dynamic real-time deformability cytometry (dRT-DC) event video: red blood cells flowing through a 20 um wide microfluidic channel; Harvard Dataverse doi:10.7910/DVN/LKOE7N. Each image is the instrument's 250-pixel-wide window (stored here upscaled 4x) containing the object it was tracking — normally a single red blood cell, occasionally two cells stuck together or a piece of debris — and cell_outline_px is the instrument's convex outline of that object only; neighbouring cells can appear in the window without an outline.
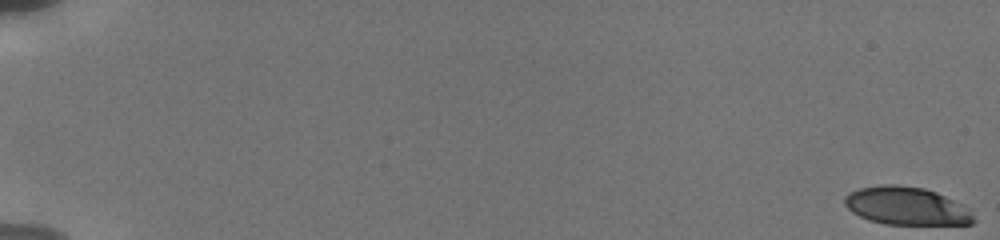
{"species": "human", "species_latin": "Homo sapiens", "temperature_condition": "cold", "stored_images_in_passage": 9, "camera_frame_rate_fps": 3000, "um_per_image_px": 0.085, "donor": {"sex": "male"}, "frame": {"image": 1, "passage_image": 1, "time_ms": 0.0, "image_size_px": [1000, 240], "cell_outline_px": [[976, 220], [972, 224], [884, 224], [868, 220], [852, 212], [844, 204], [844, 196], [848, 192], [860, 188], [880, 184], [896, 184], [924, 188], [936, 192], [952, 200], [972, 212]], "centroid_in_image_um": [77.0, 17.5], "position_along_channel_um": 8.0, "area_um2": 28.5}}
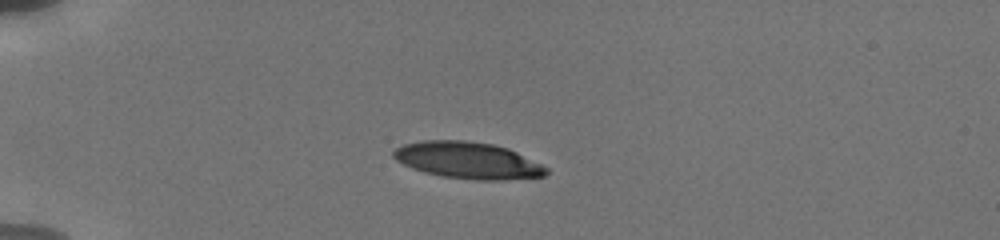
{"frame": {"image": 2, "passage_image": 7, "time_ms": 5.333, "image_size_px": [1000, 240], "cell_outline_px": [[548, 172], [544, 176], [500, 180], [476, 180], [444, 176], [424, 172], [412, 168], [396, 160], [392, 156], [392, 152], [396, 148], [404, 144], [420, 140], [464, 140], [492, 144], [508, 148], [548, 168]], "centroid_in_image_um": [39.74, 13.62], "position_along_channel_um": 45.3, "area_um2": 32.43}}
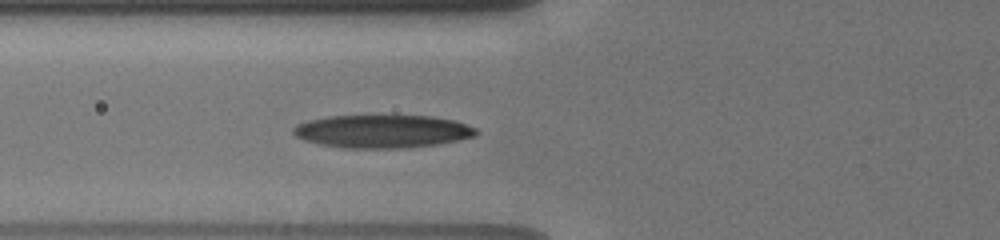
{"frame": {"image": 3, "passage_image": 9, "time_ms": 7.667, "image_size_px": [1000, 240], "cell_outline_px": [[480, 132], [476, 136], [436, 144], [404, 148], [344, 148], [320, 144], [304, 140], [296, 136], [292, 132], [292, 128], [296, 124], [308, 120], [328, 116], [432, 116], [456, 120], [476, 128]], "centroid_in_image_um": [32.5, 11.16], "position_along_channel_um": 93.3, "area_um2": 35.26}}